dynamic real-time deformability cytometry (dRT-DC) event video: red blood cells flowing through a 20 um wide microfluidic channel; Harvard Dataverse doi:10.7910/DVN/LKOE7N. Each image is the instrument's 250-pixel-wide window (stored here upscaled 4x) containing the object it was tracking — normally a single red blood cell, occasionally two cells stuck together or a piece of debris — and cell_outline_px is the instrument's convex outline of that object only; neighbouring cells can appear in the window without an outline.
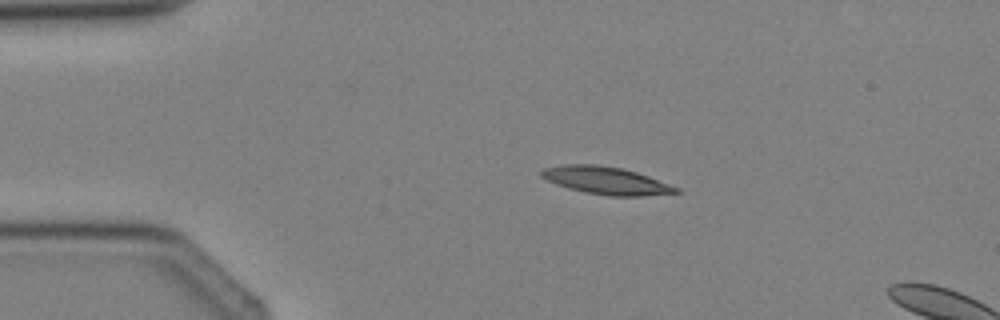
{"species": "Egyptian fruit bat (a non-hibernating species)", "species_latin": "Rousettus aegyptiacus", "temperature_condition": "cold", "stored_images_in_passage": 3, "camera_frame_rate_fps": 3000, "um_per_image_px": 0.085, "animal": {"sex": "female"}, "frame": {"image": 1, "passage_image": 2, "time_ms": 1.0, "image_size_px": [1000, 320], "cell_outline_px": [[680, 192], [640, 196], [612, 196], [584, 192], [568, 188], [556, 184], [540, 176], [540, 172], [544, 168], [564, 164], [596, 164], [624, 168], [648, 176], [680, 188]], "centroid_in_image_um": [51.5, 15.34], "position_along_channel_um": 33.5, "area_um2": 21.56}}